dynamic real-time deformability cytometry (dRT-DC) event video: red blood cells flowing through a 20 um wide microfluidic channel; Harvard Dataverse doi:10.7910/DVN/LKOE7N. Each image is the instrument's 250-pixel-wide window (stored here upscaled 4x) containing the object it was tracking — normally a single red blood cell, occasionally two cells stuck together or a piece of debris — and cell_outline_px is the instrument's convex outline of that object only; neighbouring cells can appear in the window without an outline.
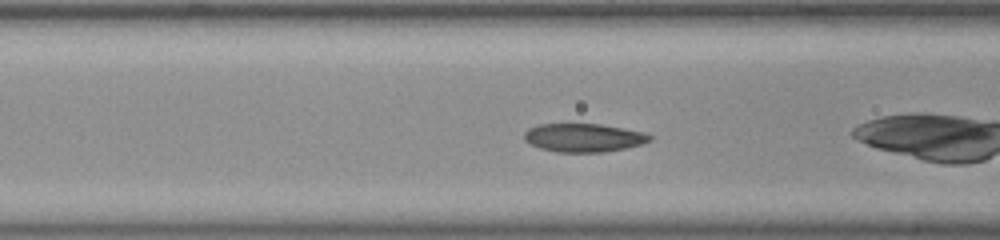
{"species": "common noctule bat (a hibernating species)", "species_latin": "Nyctalus noctula", "temperature_condition": "room temperature", "stored_images_in_passage": 27, "camera_frame_rate_fps": 3000, "um_per_image_px": 0.085, "animal": {"sex": "female", "body_mass_g": 23.0, "forearm_length_mm": 53.4}, "frame": {"image": 1, "passage_image": 10, "time_ms": 3.0, "image_size_px": [1000, 240], "cell_outline_px": [[652, 140], [644, 144], [604, 152], [556, 152], [540, 148], [528, 144], [524, 140], [524, 132], [528, 128], [540, 124], [600, 124], [624, 128], [644, 132], [652, 136]], "centroid_in_image_um": [49.6, 11.7], "position_along_channel_um": 117.0, "area_um2": 20.98}}
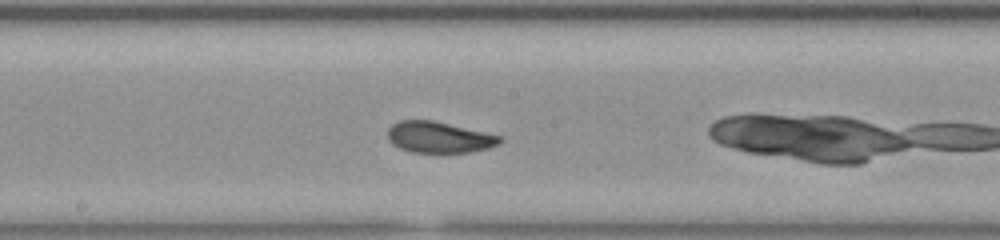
{"frame": {"image": 2, "passage_image": 17, "time_ms": 5.333, "image_size_px": [1000, 240], "cell_outline_px": [[504, 140], [500, 144], [488, 148], [468, 152], [412, 152], [400, 148], [392, 144], [388, 140], [388, 128], [392, 124], [400, 120], [432, 120], [504, 136]], "centroid_in_image_um": [37.34, 11.66], "position_along_channel_um": 210.9, "area_um2": 20.46}}
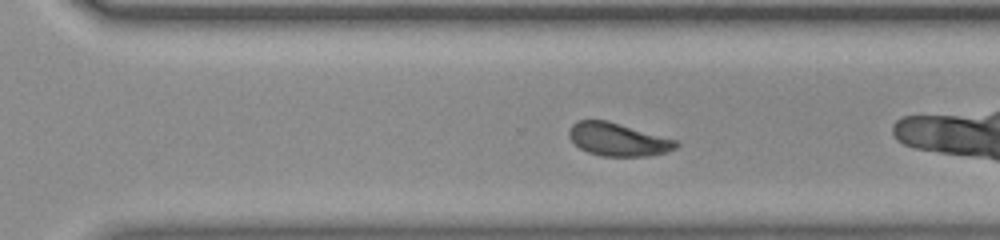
{"frame": {"image": 3, "passage_image": 25, "time_ms": 8.0, "image_size_px": [1000, 240], "cell_outline_px": [[680, 144], [676, 148], [664, 152], [648, 156], [600, 156], [588, 152], [580, 148], [568, 136], [568, 128], [572, 124], [580, 120], [608, 120], [676, 140]], "centroid_in_image_um": [52.5, 11.85], "position_along_channel_um": 318.1, "area_um2": 20.52}}